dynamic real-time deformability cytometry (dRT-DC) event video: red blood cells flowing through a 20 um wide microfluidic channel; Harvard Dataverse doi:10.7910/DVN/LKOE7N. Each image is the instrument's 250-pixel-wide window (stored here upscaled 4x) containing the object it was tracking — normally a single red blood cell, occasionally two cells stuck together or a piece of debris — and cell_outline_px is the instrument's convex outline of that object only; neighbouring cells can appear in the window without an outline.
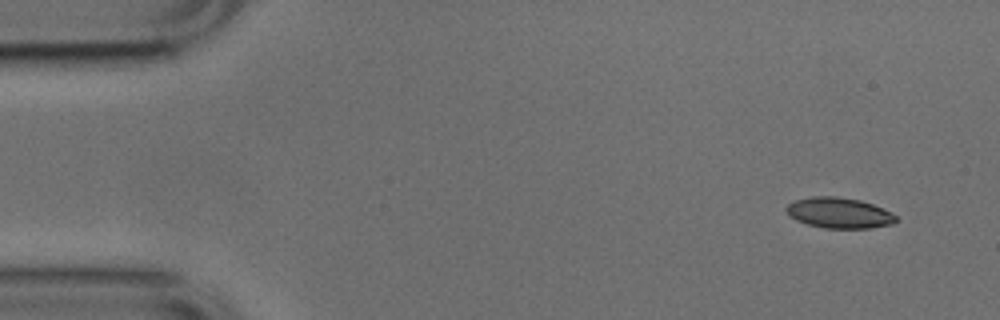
{"species": "common noctule bat (a hibernating species)", "species_latin": "Nyctalus noctula", "temperature_condition": "cold", "stored_images_in_passage": 50, "camera_frame_rate_fps": 3000, "um_per_image_px": 0.085, "animal": {"sex": "male", "body_mass_g": 17.9, "forearm_length_mm": 54.2}, "frame": {"image": 1, "passage_image": 1, "time_ms": 0.0, "image_size_px": [1000, 320], "cell_outline_px": [[896, 220], [892, 224], [872, 228], [824, 228], [808, 224], [796, 220], [788, 216], [784, 208], [788, 204], [796, 200], [812, 196], [836, 196], [860, 200], [884, 208], [892, 212], [896, 216]], "centroid_in_image_um": [71.31, 18.09], "position_along_channel_um": 13.7, "area_um2": 19.71}}
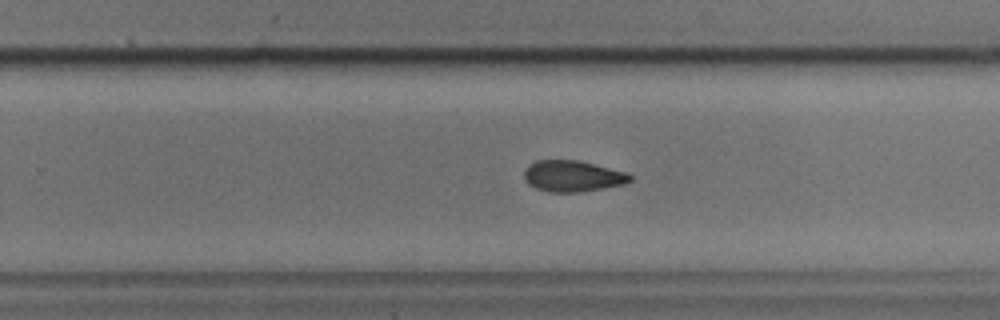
{"frame": {"image": 2, "passage_image": 30, "time_ms": 9.667, "image_size_px": [1000, 320], "cell_outline_px": [[632, 180], [624, 184], [580, 192], [548, 192], [536, 188], [528, 184], [524, 180], [524, 168], [528, 164], [536, 160], [580, 160], [628, 172], [632, 176]], "centroid_in_image_um": [48.66, 14.96], "position_along_channel_um": 281.1, "area_um2": 19.54}}
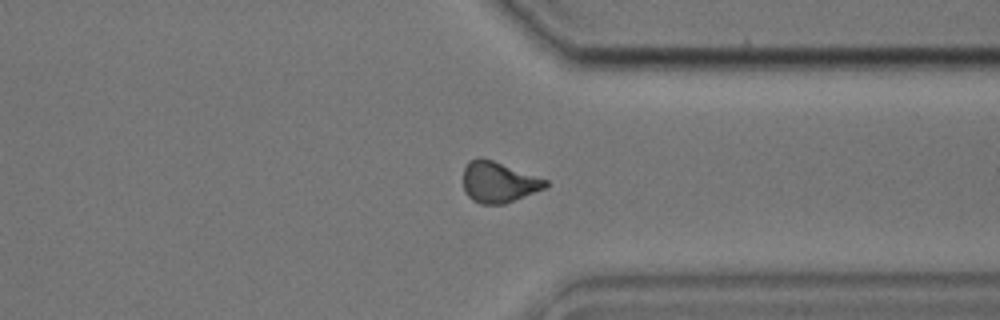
{"frame": {"image": 3, "passage_image": 37, "time_ms": 12.0, "image_size_px": [1000, 320], "cell_outline_px": [[548, 188], [504, 204], [480, 204], [472, 200], [464, 192], [464, 168], [468, 160], [480, 156], [492, 160], [548, 180]], "centroid_in_image_um": [42.38, 15.48], "position_along_channel_um": 369.0, "area_um2": 19.77}}